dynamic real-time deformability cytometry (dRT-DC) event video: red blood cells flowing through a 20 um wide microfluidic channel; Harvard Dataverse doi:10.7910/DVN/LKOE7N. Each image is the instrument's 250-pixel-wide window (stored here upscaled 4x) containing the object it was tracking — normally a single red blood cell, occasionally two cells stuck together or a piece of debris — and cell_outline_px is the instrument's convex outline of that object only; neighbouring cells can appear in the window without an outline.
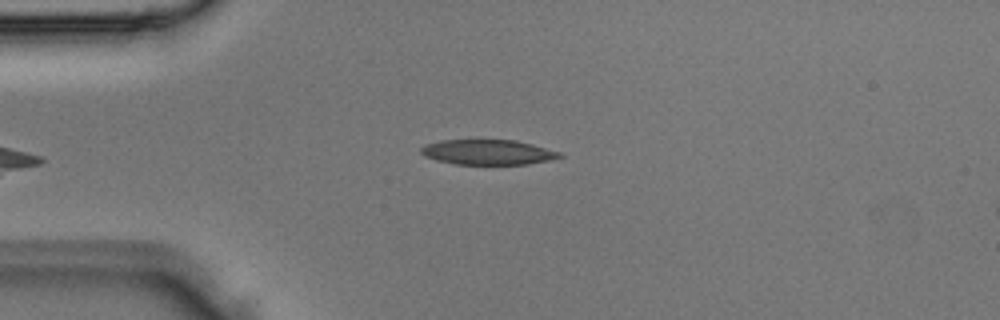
{"species": "Egyptian fruit bat (a non-hibernating species)", "species_latin": "Rousettus aegyptiacus", "temperature_condition": "room temperature", "stored_images_in_passage": 4, "camera_frame_rate_fps": 3000, "um_per_image_px": 0.085, "animal": {"sex": "male"}, "frame": {"image": 1, "passage_image": 4, "time_ms": 1.0, "image_size_px": [1000, 320], "cell_outline_px": [[564, 156], [548, 160], [528, 164], [456, 164], [436, 160], [424, 156], [420, 152], [420, 148], [428, 144], [440, 140], [476, 136], [516, 140], [532, 144], [560, 152]], "centroid_in_image_um": [41.41, 12.87], "position_along_channel_um": 43.6, "area_um2": 21.21}}